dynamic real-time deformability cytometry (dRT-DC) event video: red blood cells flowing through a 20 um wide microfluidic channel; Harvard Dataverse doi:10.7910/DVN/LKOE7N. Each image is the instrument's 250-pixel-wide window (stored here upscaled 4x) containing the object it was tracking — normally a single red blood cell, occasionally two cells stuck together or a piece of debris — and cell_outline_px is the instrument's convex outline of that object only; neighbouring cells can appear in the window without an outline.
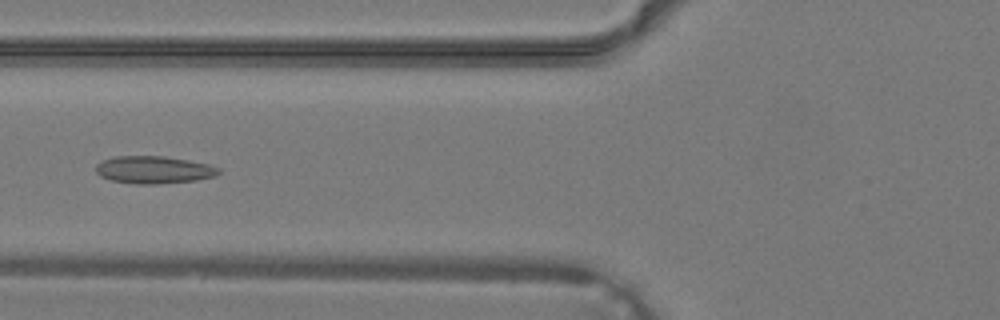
{"species": "common noctule bat (a hibernating species)", "species_latin": "Nyctalus noctula", "temperature_condition": "warm", "stored_images_in_passage": 39, "camera_frame_rate_fps": 3000, "um_per_image_px": 0.085, "animal": {"sex": "male", "body_mass_g": 19.2, "forearm_length_mm": 51.8}, "frame": {"image": 1, "passage_image": 16, "time_ms": 5.0, "image_size_px": [1000, 320], "cell_outline_px": [[220, 172], [216, 176], [196, 180], [152, 184], [136, 184], [112, 180], [100, 176], [96, 172], [96, 164], [104, 160], [116, 156], [164, 156], [188, 160], [208, 164], [220, 168]], "centroid_in_image_um": [13.08, 14.43], "position_along_channel_um": 112.7, "area_um2": 19.54}}
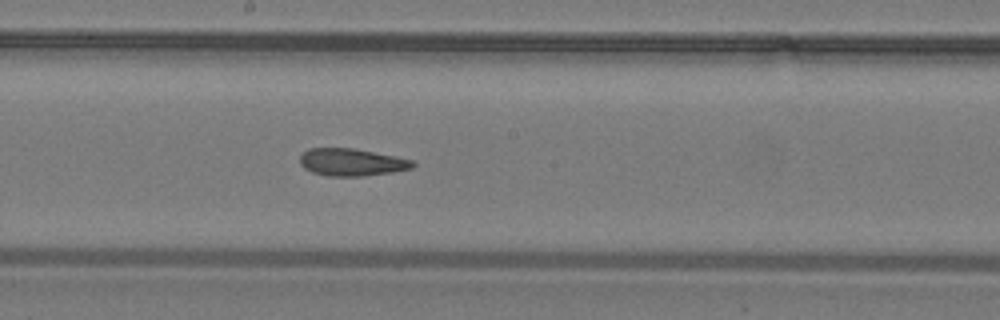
{"frame": {"image": 2, "passage_image": 22, "time_ms": 7.0, "image_size_px": [1000, 320], "cell_outline_px": [[416, 164], [412, 168], [392, 172], [364, 176], [328, 176], [312, 172], [304, 168], [300, 164], [300, 156], [308, 148], [352, 148], [396, 156], [412, 160]], "centroid_in_image_um": [29.88, 13.79], "position_along_channel_um": 218.3, "area_um2": 17.98}}
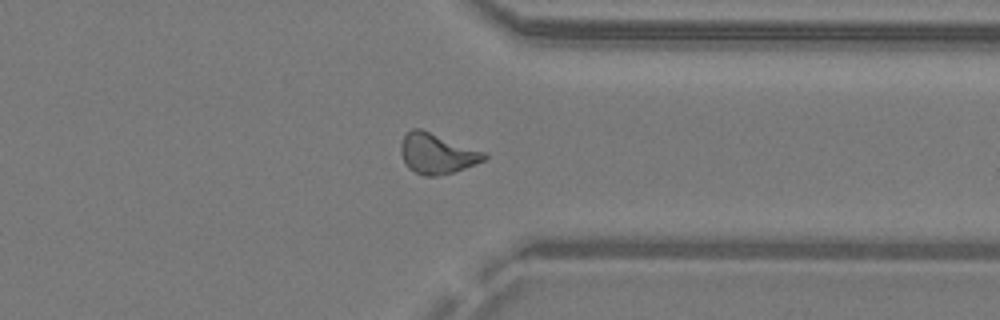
{"frame": {"image": 3, "passage_image": 31, "time_ms": 10.0, "image_size_px": [1000, 320], "cell_outline_px": [[488, 156], [484, 160], [476, 164], [452, 172], [436, 176], [424, 176], [408, 168], [400, 152], [400, 144], [404, 136], [412, 128], [420, 128], [484, 152]], "centroid_in_image_um": [37.11, 13.05], "position_along_channel_um": 374.3, "area_um2": 19.31}}